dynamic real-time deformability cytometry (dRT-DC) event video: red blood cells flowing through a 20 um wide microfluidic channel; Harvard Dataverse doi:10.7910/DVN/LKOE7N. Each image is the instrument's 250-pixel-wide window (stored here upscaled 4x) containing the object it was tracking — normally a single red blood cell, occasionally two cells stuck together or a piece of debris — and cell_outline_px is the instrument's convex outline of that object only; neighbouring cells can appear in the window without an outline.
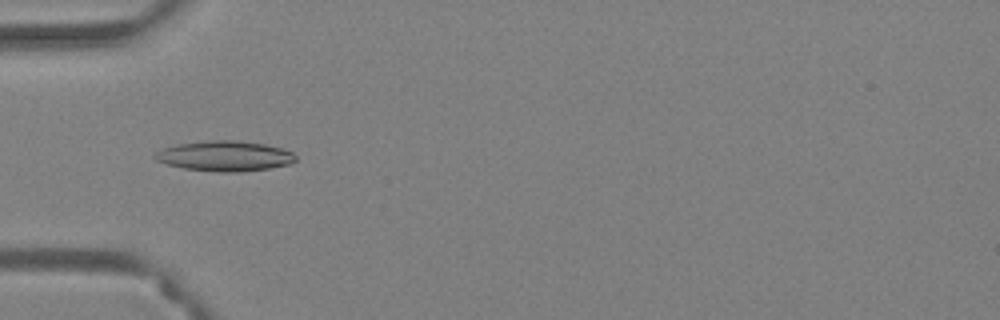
{"species": "Egyptian fruit bat (a non-hibernating species)", "species_latin": "Rousettus aegyptiacus", "temperature_condition": "warm", "stored_images_in_passage": 5, "camera_frame_rate_fps": 3000, "um_per_image_px": 0.085, "animal": {"sex": "female"}, "frame": {"image": 1, "passage_image": 2, "time_ms": 0.333, "image_size_px": [1000, 320], "cell_outline_px": [[296, 160], [288, 164], [268, 168], [240, 172], [216, 172], [184, 168], [168, 164], [156, 160], [152, 156], [156, 152], [164, 148], [180, 144], [212, 140], [236, 140], [264, 144], [280, 148], [292, 152], [296, 156]], "centroid_in_image_um": [19.1, 13.26], "position_along_channel_um": 65.9, "area_um2": 24.51}}